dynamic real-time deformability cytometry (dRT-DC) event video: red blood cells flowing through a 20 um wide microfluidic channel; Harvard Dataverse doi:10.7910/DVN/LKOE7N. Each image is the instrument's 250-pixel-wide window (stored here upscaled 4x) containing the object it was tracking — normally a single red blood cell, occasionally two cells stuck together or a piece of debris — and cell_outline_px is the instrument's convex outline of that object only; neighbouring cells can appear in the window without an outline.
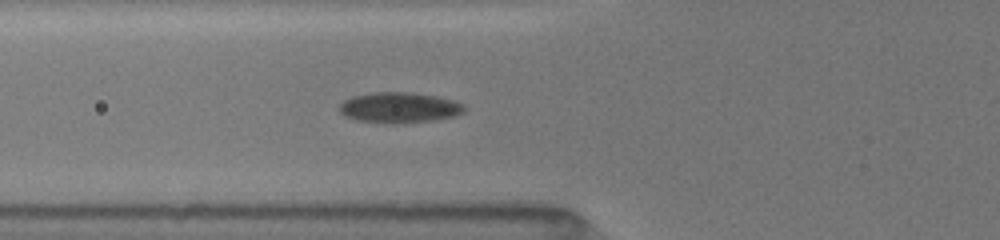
{"species": "common noctule bat (a hibernating species)", "species_latin": "Nyctalus noctula", "temperature_condition": "room temperature", "stored_images_in_passage": 18, "camera_frame_rate_fps": 3000, "um_per_image_px": 0.085, "animal": {"sex": "female", "body_mass_g": 19.5, "forearm_length_mm": 54.1}, "frame": {"image": 1, "passage_image": 8, "time_ms": 2.333, "image_size_px": [1000, 240], "cell_outline_px": [[464, 112], [456, 116], [432, 120], [392, 124], [356, 120], [344, 116], [340, 112], [340, 104], [344, 100], [352, 96], [368, 92], [412, 92], [436, 96], [452, 100], [464, 104]], "centroid_in_image_um": [33.92, 9.14], "position_along_channel_um": 91.9, "area_um2": 22.37}}
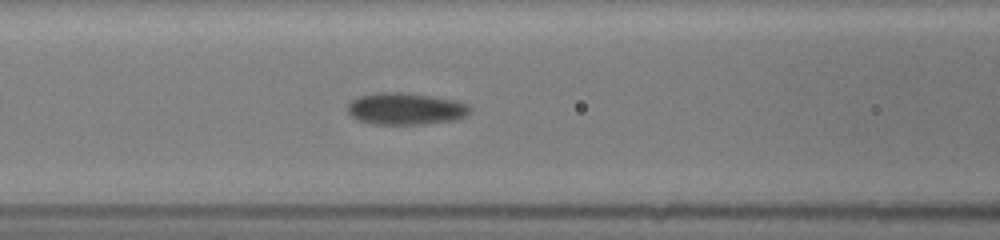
{"frame": {"image": 2, "passage_image": 11, "time_ms": 3.333, "image_size_px": [1000, 240], "cell_outline_px": [[472, 112], [468, 116], [456, 120], [424, 124], [372, 124], [356, 120], [348, 112], [348, 104], [356, 96], [376, 92], [400, 92], [432, 96], [456, 100], [468, 104], [472, 108]], "centroid_in_image_um": [34.51, 9.24], "position_along_channel_um": 132.1, "area_um2": 23.18}}